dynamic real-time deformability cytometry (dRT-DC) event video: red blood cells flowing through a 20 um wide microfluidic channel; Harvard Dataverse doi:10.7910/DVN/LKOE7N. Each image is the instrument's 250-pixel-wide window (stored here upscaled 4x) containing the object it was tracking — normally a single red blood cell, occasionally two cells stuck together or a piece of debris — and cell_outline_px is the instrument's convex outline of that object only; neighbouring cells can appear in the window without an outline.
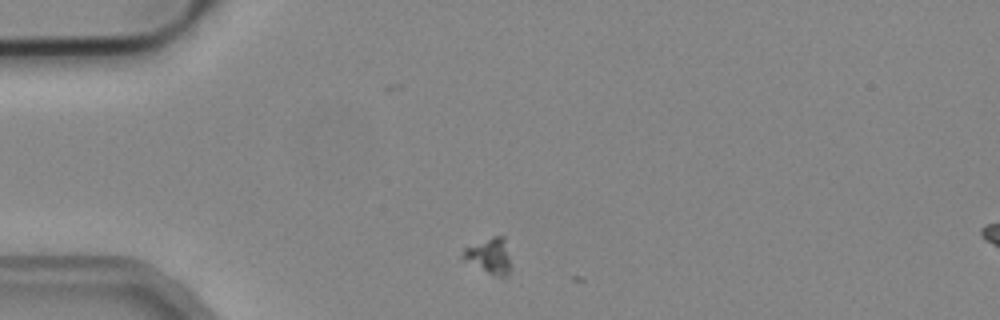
{"species": "common noctule bat (a hibernating species)", "species_latin": "Nyctalus noctula", "temperature_condition": "cold", "stored_images_in_passage": 3, "segment_of_instrument_passage": [1, 2], "camera_frame_rate_fps": 3000, "um_per_image_px": 0.085, "animal": {"sex": "male", "body_mass_g": 19.2, "forearm_length_mm": 51.8}, "frame": {"image": 1, "passage_image": 1, "time_ms": 0.0, "image_size_px": [1000, 320], "cell_outline_px": [[512, 268], [504, 276], [500, 276], [488, 272], [460, 260], [460, 256], [464, 248], [492, 236], [504, 236]], "centroid_in_image_um": [41.55, 21.74], "position_along_channel_um": 43.4, "area_um2": 10.0}}